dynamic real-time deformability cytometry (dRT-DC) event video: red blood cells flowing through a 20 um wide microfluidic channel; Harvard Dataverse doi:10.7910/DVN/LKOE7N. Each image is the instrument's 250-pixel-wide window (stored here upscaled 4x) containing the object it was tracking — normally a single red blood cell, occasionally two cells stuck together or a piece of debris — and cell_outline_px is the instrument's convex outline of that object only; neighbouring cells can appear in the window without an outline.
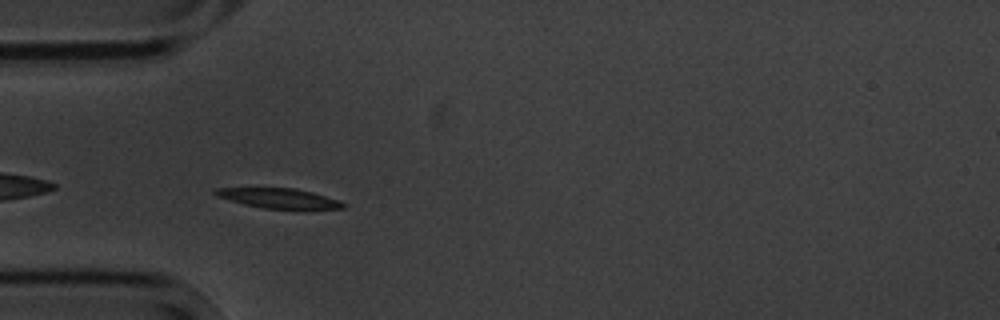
{"species": "common noctule bat (a hibernating species)", "species_latin": "Nyctalus noctula", "temperature_condition": "cold", "stored_images_in_passage": 6, "camera_frame_rate_fps": 3000, "um_per_image_px": 0.085, "animal": {"sex": "male", "body_mass_g": 20.1, "forearm_length_mm": 53.5}, "frame": {"image": 1, "passage_image": 5, "time_ms": 4.667, "image_size_px": [1000, 320], "cell_outline_px": [[348, 204], [344, 208], [264, 208], [244, 204], [216, 196], [212, 192], [216, 188], [296, 188], [312, 192]], "centroid_in_image_um": [23.65, 16.83], "position_along_channel_um": 61.4, "area_um2": 14.39}}